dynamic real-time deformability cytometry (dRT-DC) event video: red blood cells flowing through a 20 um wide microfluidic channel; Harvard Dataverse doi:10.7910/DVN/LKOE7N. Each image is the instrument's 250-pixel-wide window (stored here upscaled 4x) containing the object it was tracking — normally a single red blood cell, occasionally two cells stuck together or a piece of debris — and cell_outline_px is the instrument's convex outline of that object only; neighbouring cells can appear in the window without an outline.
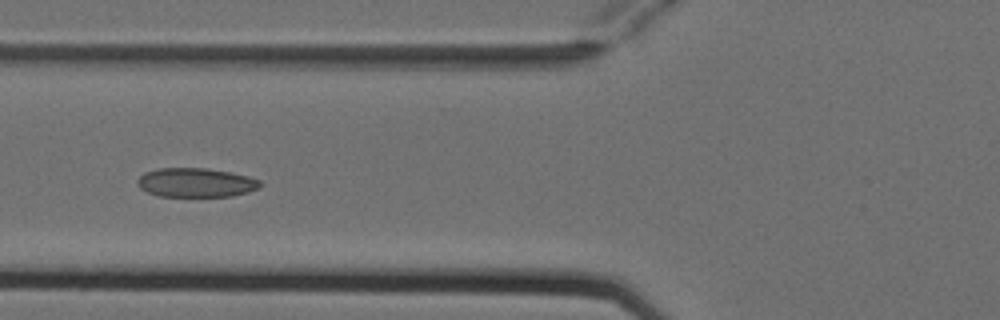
{"species": "Egyptian fruit bat (a non-hibernating species)", "species_latin": "Rousettus aegyptiacus", "temperature_condition": "cold", "stored_images_in_passage": 5, "camera_frame_rate_fps": 3000, "um_per_image_px": 0.085, "animal": {"sex": "female"}, "frame": {"image": 1, "passage_image": 4, "time_ms": 1.0, "image_size_px": [1000, 320], "cell_outline_px": [[264, 184], [260, 188], [248, 192], [232, 196], [156, 196], [140, 188], [136, 184], [136, 180], [144, 172], [156, 168], [208, 168], [232, 172], [248, 176], [260, 180]], "centroid_in_image_um": [16.66, 15.51], "position_along_channel_um": 109.1, "area_um2": 21.15}}
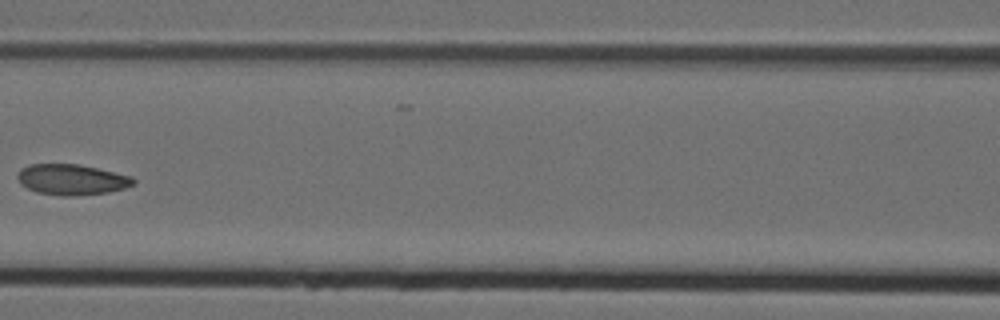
{"frame": {"image": 2, "passage_image": 5, "time_ms": 1.333, "image_size_px": [1000, 320], "cell_outline_px": [[136, 184], [124, 188], [108, 192], [72, 196], [60, 196], [36, 192], [20, 184], [16, 176], [24, 168], [32, 164], [76, 164], [96, 168], [132, 176], [136, 180]], "centroid_in_image_um": [6.12, 15.27], "position_along_channel_um": 160.5, "area_um2": 20.58}}